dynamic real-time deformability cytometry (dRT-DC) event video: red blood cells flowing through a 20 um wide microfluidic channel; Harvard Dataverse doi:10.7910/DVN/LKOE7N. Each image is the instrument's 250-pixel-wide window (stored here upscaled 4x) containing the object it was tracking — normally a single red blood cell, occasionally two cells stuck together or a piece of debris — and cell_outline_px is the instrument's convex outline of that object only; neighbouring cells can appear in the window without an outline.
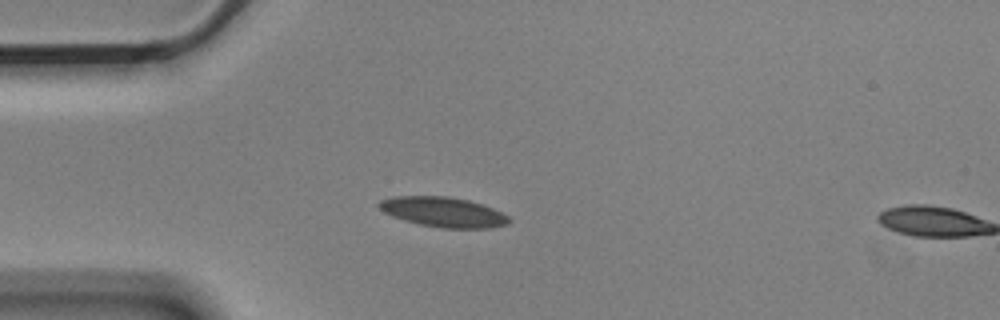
{"species": "Egyptian fruit bat (a non-hibernating species)", "species_latin": "Rousettus aegyptiacus", "temperature_condition": "cold", "stored_images_in_passage": 5, "camera_frame_rate_fps": 3000, "um_per_image_px": 0.085, "animal": {"sex": "male"}, "frame": {"image": 1, "passage_image": 4, "time_ms": 1.0, "image_size_px": [1000, 320], "cell_outline_px": [[512, 220], [508, 224], [492, 228], [440, 228], [420, 224], [404, 220], [392, 216], [384, 212], [376, 204], [380, 200], [392, 196], [448, 196], [468, 200], [492, 208], [508, 216]], "centroid_in_image_um": [37.67, 18.02], "position_along_channel_um": 47.3, "area_um2": 22.72}}